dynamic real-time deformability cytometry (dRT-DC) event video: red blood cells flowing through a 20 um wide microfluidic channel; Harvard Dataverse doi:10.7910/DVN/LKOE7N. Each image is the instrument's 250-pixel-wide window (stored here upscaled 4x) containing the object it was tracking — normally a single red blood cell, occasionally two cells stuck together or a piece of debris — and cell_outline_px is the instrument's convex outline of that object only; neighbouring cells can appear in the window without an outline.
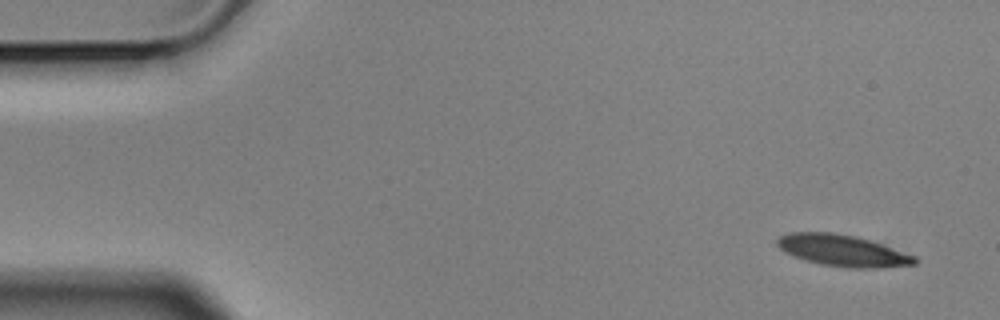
{"species": "Egyptian fruit bat (a non-hibernating species)", "species_latin": "Rousettus aegyptiacus", "temperature_condition": "cold", "stored_images_in_passage": 6, "camera_frame_rate_fps": 3000, "um_per_image_px": 0.085, "animal": {"sex": "male"}, "frame": {"image": 1, "passage_image": 1, "time_ms": 0.0, "image_size_px": [1000, 320], "cell_outline_px": [[920, 260], [916, 264], [876, 268], [852, 268], [820, 264], [784, 252], [776, 244], [776, 240], [780, 236], [788, 232], [832, 232], [856, 236], [916, 256]], "centroid_in_image_um": [71.62, 21.29], "position_along_channel_um": 13.4, "area_um2": 25.03}}
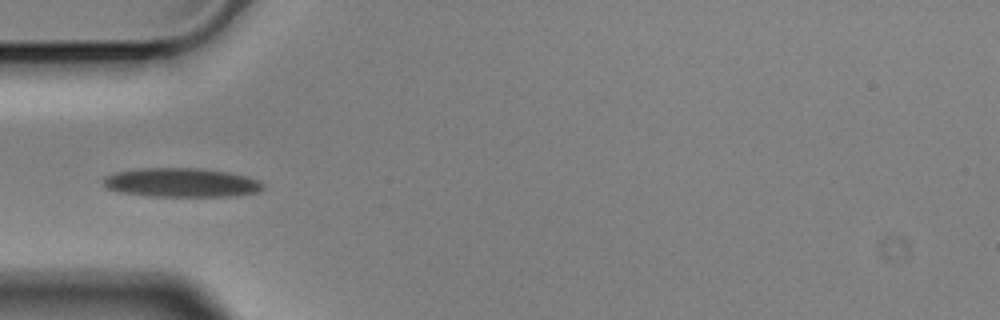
{"frame": {"image": 2, "passage_image": 5, "time_ms": 1.333, "image_size_px": [1000, 320], "cell_outline_px": [[264, 188], [260, 192], [236, 196], [148, 196], [120, 192], [108, 188], [104, 184], [104, 176], [116, 172], [140, 168], [204, 168], [228, 172], [248, 176], [264, 184]], "centroid_in_image_um": [15.46, 15.52], "position_along_channel_um": 69.5, "area_um2": 27.17}}
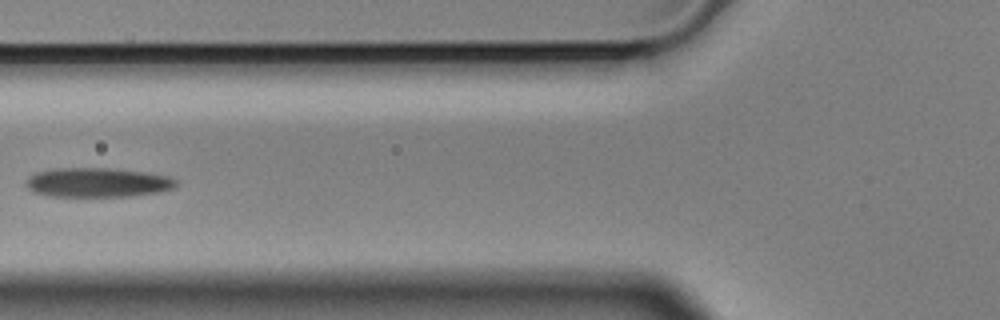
{"frame": {"image": 3, "passage_image": 6, "time_ms": 1.667, "image_size_px": [1000, 320], "cell_outline_px": [[180, 180], [176, 188], [156, 192], [132, 196], [48, 196], [32, 192], [24, 184], [24, 180], [28, 176], [36, 172], [56, 168], [112, 168], [148, 172], [168, 176]], "centroid_in_image_um": [8.29, 15.5], "position_along_channel_um": 117.5, "area_um2": 26.13}}